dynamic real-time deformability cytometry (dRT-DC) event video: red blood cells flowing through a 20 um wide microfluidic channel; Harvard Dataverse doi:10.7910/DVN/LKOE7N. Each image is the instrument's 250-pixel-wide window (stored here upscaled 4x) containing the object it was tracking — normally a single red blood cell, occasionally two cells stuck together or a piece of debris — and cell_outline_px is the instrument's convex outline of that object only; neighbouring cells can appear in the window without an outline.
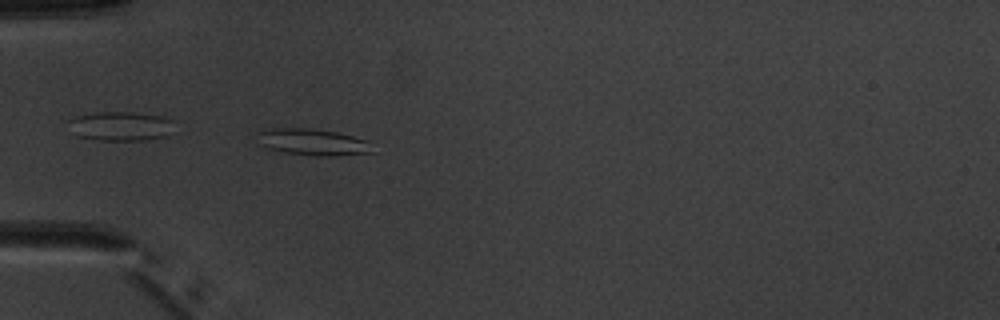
{"species": "common noctule bat (a hibernating species)", "species_latin": "Nyctalus noctula", "temperature_condition": "warm", "stored_images_in_passage": 5, "camera_frame_rate_fps": 3000, "um_per_image_px": 0.085, "animal": {"sex": "male", "body_mass_g": 20.1, "forearm_length_mm": 53.5}, "frame": {"image": 1, "passage_image": 5, "time_ms": 4.667, "image_size_px": [1000, 320], "cell_outline_px": [[376, 152], [336, 156], [316, 156], [284, 152], [268, 148], [260, 144], [256, 132], [272, 128], [312, 128], [336, 132], [368, 140]], "centroid_in_image_um": [26.62, 12.08], "position_along_channel_um": 58.4, "area_um2": 17.98}}